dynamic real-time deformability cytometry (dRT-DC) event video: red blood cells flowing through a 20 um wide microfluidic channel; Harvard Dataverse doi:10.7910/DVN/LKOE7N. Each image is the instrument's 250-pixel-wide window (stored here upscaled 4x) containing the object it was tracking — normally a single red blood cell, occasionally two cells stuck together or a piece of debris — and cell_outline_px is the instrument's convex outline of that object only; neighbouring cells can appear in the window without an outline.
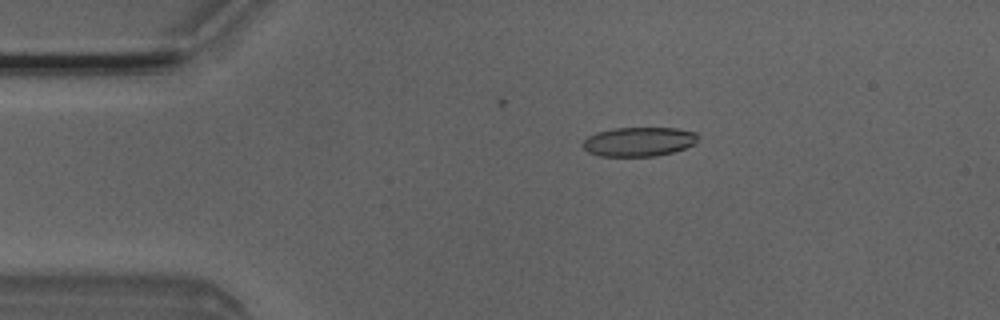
{"species": "Egyptian fruit bat (a non-hibernating species)", "species_latin": "Rousettus aegyptiacus", "temperature_condition": "room temperature", "stored_images_in_passage": 4, "camera_frame_rate_fps": 3000, "um_per_image_px": 0.085, "animal": {"sex": "male"}, "frame": {"image": 1, "passage_image": 3, "time_ms": 0.667, "image_size_px": [1000, 320], "cell_outline_px": [[700, 136], [696, 144], [672, 152], [656, 156], [600, 156], [588, 152], [580, 144], [588, 136], [596, 132], [612, 128], [676, 128], [696, 132]], "centroid_in_image_um": [54.31, 12.04], "position_along_channel_um": 30.7, "area_um2": 19.83}}